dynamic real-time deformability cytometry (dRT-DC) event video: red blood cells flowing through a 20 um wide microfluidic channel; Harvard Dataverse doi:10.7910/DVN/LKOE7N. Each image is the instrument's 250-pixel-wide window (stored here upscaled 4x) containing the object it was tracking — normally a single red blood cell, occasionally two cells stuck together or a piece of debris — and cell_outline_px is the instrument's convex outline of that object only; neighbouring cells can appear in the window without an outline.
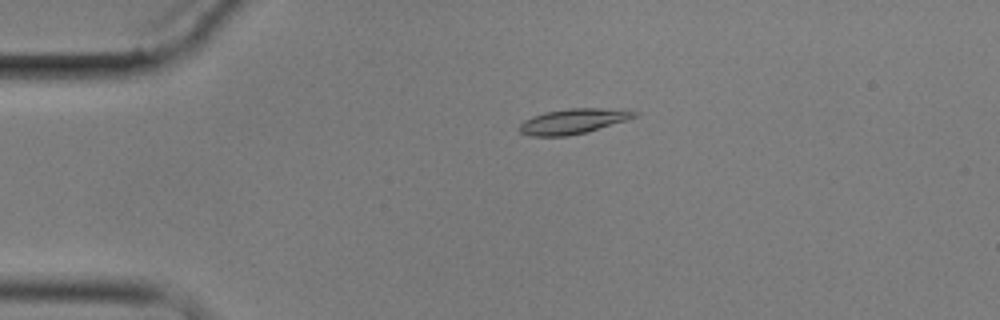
{"species": "common noctule bat (a hibernating species)", "species_latin": "Nyctalus noctula", "temperature_condition": "cold", "stored_images_in_passage": 5, "camera_frame_rate_fps": 3000, "um_per_image_px": 0.085, "animal": {"sex": "male", "body_mass_g": 17.9}, "frame": {"image": 1, "passage_image": 4, "time_ms": 3.667, "image_size_px": [1000, 320], "cell_outline_px": [[640, 112], [636, 116], [624, 120], [584, 132], [568, 136], [532, 136], [520, 132], [520, 124], [524, 120], [532, 116], [544, 112], [572, 108], [600, 108]], "centroid_in_image_um": [48.64, 10.3], "position_along_channel_um": 36.4, "area_um2": 16.3}}